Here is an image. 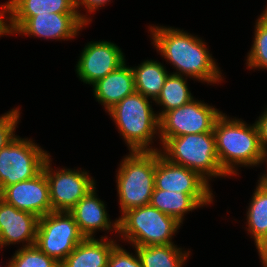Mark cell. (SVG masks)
<instances>
[{"label":"cell","mask_w":267,"mask_h":267,"mask_svg":"<svg viewBox=\"0 0 267 267\" xmlns=\"http://www.w3.org/2000/svg\"><path fill=\"white\" fill-rule=\"evenodd\" d=\"M151 44L176 71L172 74L189 77L206 84L223 82L220 67L201 37L184 29L160 25L148 26Z\"/></svg>","instance_id":"cell-1"},{"label":"cell","mask_w":267,"mask_h":267,"mask_svg":"<svg viewBox=\"0 0 267 267\" xmlns=\"http://www.w3.org/2000/svg\"><path fill=\"white\" fill-rule=\"evenodd\" d=\"M213 133L219 165L230 178L239 175V167L261 166L264 151L255 123L247 124L222 113L214 123Z\"/></svg>","instance_id":"cell-2"},{"label":"cell","mask_w":267,"mask_h":267,"mask_svg":"<svg viewBox=\"0 0 267 267\" xmlns=\"http://www.w3.org/2000/svg\"><path fill=\"white\" fill-rule=\"evenodd\" d=\"M152 101L135 91L107 111L129 152L160 150L152 145L160 138L159 118Z\"/></svg>","instance_id":"cell-3"},{"label":"cell","mask_w":267,"mask_h":267,"mask_svg":"<svg viewBox=\"0 0 267 267\" xmlns=\"http://www.w3.org/2000/svg\"><path fill=\"white\" fill-rule=\"evenodd\" d=\"M157 151H135L125 155L116 171V189L121 214L150 204L155 189Z\"/></svg>","instance_id":"cell-4"},{"label":"cell","mask_w":267,"mask_h":267,"mask_svg":"<svg viewBox=\"0 0 267 267\" xmlns=\"http://www.w3.org/2000/svg\"><path fill=\"white\" fill-rule=\"evenodd\" d=\"M181 226L174 217L149 204L123 212L118 218L116 237L133 248L174 244L173 235L176 236Z\"/></svg>","instance_id":"cell-5"},{"label":"cell","mask_w":267,"mask_h":267,"mask_svg":"<svg viewBox=\"0 0 267 267\" xmlns=\"http://www.w3.org/2000/svg\"><path fill=\"white\" fill-rule=\"evenodd\" d=\"M161 146L159 151L164 158L199 173L208 182L229 177L219 165L213 130L171 137Z\"/></svg>","instance_id":"cell-6"},{"label":"cell","mask_w":267,"mask_h":267,"mask_svg":"<svg viewBox=\"0 0 267 267\" xmlns=\"http://www.w3.org/2000/svg\"><path fill=\"white\" fill-rule=\"evenodd\" d=\"M49 156L34 140L16 135L0 149V193L7 186L37 176Z\"/></svg>","instance_id":"cell-7"},{"label":"cell","mask_w":267,"mask_h":267,"mask_svg":"<svg viewBox=\"0 0 267 267\" xmlns=\"http://www.w3.org/2000/svg\"><path fill=\"white\" fill-rule=\"evenodd\" d=\"M83 239L70 212L51 211L39 218L35 245L58 263H61Z\"/></svg>","instance_id":"cell-8"},{"label":"cell","mask_w":267,"mask_h":267,"mask_svg":"<svg viewBox=\"0 0 267 267\" xmlns=\"http://www.w3.org/2000/svg\"><path fill=\"white\" fill-rule=\"evenodd\" d=\"M222 113L215 106L195 98L181 107L164 113L159 118V145L171 137L211 132L216 119Z\"/></svg>","instance_id":"cell-9"},{"label":"cell","mask_w":267,"mask_h":267,"mask_svg":"<svg viewBox=\"0 0 267 267\" xmlns=\"http://www.w3.org/2000/svg\"><path fill=\"white\" fill-rule=\"evenodd\" d=\"M52 168V157L45 161L43 170L49 184L52 211L69 212L81 198L96 186L89 171L69 168Z\"/></svg>","instance_id":"cell-10"},{"label":"cell","mask_w":267,"mask_h":267,"mask_svg":"<svg viewBox=\"0 0 267 267\" xmlns=\"http://www.w3.org/2000/svg\"><path fill=\"white\" fill-rule=\"evenodd\" d=\"M88 26L78 14H43L33 17H10L12 35L45 40H73Z\"/></svg>","instance_id":"cell-11"},{"label":"cell","mask_w":267,"mask_h":267,"mask_svg":"<svg viewBox=\"0 0 267 267\" xmlns=\"http://www.w3.org/2000/svg\"><path fill=\"white\" fill-rule=\"evenodd\" d=\"M80 52L75 71L90 86L126 62L121 48L111 41H90Z\"/></svg>","instance_id":"cell-12"},{"label":"cell","mask_w":267,"mask_h":267,"mask_svg":"<svg viewBox=\"0 0 267 267\" xmlns=\"http://www.w3.org/2000/svg\"><path fill=\"white\" fill-rule=\"evenodd\" d=\"M0 198L7 204L39 218L52 211L49 184L44 170L31 179L7 186L0 193Z\"/></svg>","instance_id":"cell-13"},{"label":"cell","mask_w":267,"mask_h":267,"mask_svg":"<svg viewBox=\"0 0 267 267\" xmlns=\"http://www.w3.org/2000/svg\"><path fill=\"white\" fill-rule=\"evenodd\" d=\"M155 189L186 194H213L211 183L199 173L174 164L157 151Z\"/></svg>","instance_id":"cell-14"},{"label":"cell","mask_w":267,"mask_h":267,"mask_svg":"<svg viewBox=\"0 0 267 267\" xmlns=\"http://www.w3.org/2000/svg\"><path fill=\"white\" fill-rule=\"evenodd\" d=\"M39 217L21 211L0 198V249L20 244L22 248L35 245Z\"/></svg>","instance_id":"cell-15"},{"label":"cell","mask_w":267,"mask_h":267,"mask_svg":"<svg viewBox=\"0 0 267 267\" xmlns=\"http://www.w3.org/2000/svg\"><path fill=\"white\" fill-rule=\"evenodd\" d=\"M106 205L98 197L95 186L69 211L84 238H95L100 230L118 233V218L114 221L109 218Z\"/></svg>","instance_id":"cell-16"},{"label":"cell","mask_w":267,"mask_h":267,"mask_svg":"<svg viewBox=\"0 0 267 267\" xmlns=\"http://www.w3.org/2000/svg\"><path fill=\"white\" fill-rule=\"evenodd\" d=\"M92 88L94 98L104 106L107 112L136 91L133 70L125 62L118 69L94 83Z\"/></svg>","instance_id":"cell-17"},{"label":"cell","mask_w":267,"mask_h":267,"mask_svg":"<svg viewBox=\"0 0 267 267\" xmlns=\"http://www.w3.org/2000/svg\"><path fill=\"white\" fill-rule=\"evenodd\" d=\"M214 201L213 194H186L174 191L154 189L150 205L174 217L183 224L185 214L195 209L209 206Z\"/></svg>","instance_id":"cell-18"},{"label":"cell","mask_w":267,"mask_h":267,"mask_svg":"<svg viewBox=\"0 0 267 267\" xmlns=\"http://www.w3.org/2000/svg\"><path fill=\"white\" fill-rule=\"evenodd\" d=\"M118 241L112 237L84 238L60 263V267H107L108 257Z\"/></svg>","instance_id":"cell-19"},{"label":"cell","mask_w":267,"mask_h":267,"mask_svg":"<svg viewBox=\"0 0 267 267\" xmlns=\"http://www.w3.org/2000/svg\"><path fill=\"white\" fill-rule=\"evenodd\" d=\"M131 68L134 73L136 92L154 102L161 93V89L170 74L166 66L159 60L148 59Z\"/></svg>","instance_id":"cell-20"},{"label":"cell","mask_w":267,"mask_h":267,"mask_svg":"<svg viewBox=\"0 0 267 267\" xmlns=\"http://www.w3.org/2000/svg\"><path fill=\"white\" fill-rule=\"evenodd\" d=\"M143 267H183L191 251L175 244L135 247Z\"/></svg>","instance_id":"cell-21"},{"label":"cell","mask_w":267,"mask_h":267,"mask_svg":"<svg viewBox=\"0 0 267 267\" xmlns=\"http://www.w3.org/2000/svg\"><path fill=\"white\" fill-rule=\"evenodd\" d=\"M51 13L78 14L75 0H9L10 17H33Z\"/></svg>","instance_id":"cell-22"},{"label":"cell","mask_w":267,"mask_h":267,"mask_svg":"<svg viewBox=\"0 0 267 267\" xmlns=\"http://www.w3.org/2000/svg\"><path fill=\"white\" fill-rule=\"evenodd\" d=\"M256 184L246 212L245 229L257 248L267 237V190L258 182Z\"/></svg>","instance_id":"cell-23"},{"label":"cell","mask_w":267,"mask_h":267,"mask_svg":"<svg viewBox=\"0 0 267 267\" xmlns=\"http://www.w3.org/2000/svg\"><path fill=\"white\" fill-rule=\"evenodd\" d=\"M188 77L170 73L158 98L153 102L162 107L158 118L164 113L189 103L195 97L188 86Z\"/></svg>","instance_id":"cell-24"},{"label":"cell","mask_w":267,"mask_h":267,"mask_svg":"<svg viewBox=\"0 0 267 267\" xmlns=\"http://www.w3.org/2000/svg\"><path fill=\"white\" fill-rule=\"evenodd\" d=\"M246 57L247 69L267 70V14L264 12L255 21L254 37Z\"/></svg>","instance_id":"cell-25"},{"label":"cell","mask_w":267,"mask_h":267,"mask_svg":"<svg viewBox=\"0 0 267 267\" xmlns=\"http://www.w3.org/2000/svg\"><path fill=\"white\" fill-rule=\"evenodd\" d=\"M9 263L10 267H60V263L48 257L36 245L18 248Z\"/></svg>","instance_id":"cell-26"},{"label":"cell","mask_w":267,"mask_h":267,"mask_svg":"<svg viewBox=\"0 0 267 267\" xmlns=\"http://www.w3.org/2000/svg\"><path fill=\"white\" fill-rule=\"evenodd\" d=\"M20 110V107L12 108L0 116V149L11 142L17 135L15 131L21 121Z\"/></svg>","instance_id":"cell-27"},{"label":"cell","mask_w":267,"mask_h":267,"mask_svg":"<svg viewBox=\"0 0 267 267\" xmlns=\"http://www.w3.org/2000/svg\"><path fill=\"white\" fill-rule=\"evenodd\" d=\"M134 251L133 255L120 244H116L108 257L107 267H143L135 248Z\"/></svg>","instance_id":"cell-28"},{"label":"cell","mask_w":267,"mask_h":267,"mask_svg":"<svg viewBox=\"0 0 267 267\" xmlns=\"http://www.w3.org/2000/svg\"><path fill=\"white\" fill-rule=\"evenodd\" d=\"M112 1V0H111ZM110 0H75V6L76 11L78 13V16L87 24L89 25L92 21V18L89 16L90 14H93L92 12H95L97 9L103 8L105 4L111 3ZM84 8L86 10V15L81 13L79 9ZM89 13V15H88Z\"/></svg>","instance_id":"cell-29"},{"label":"cell","mask_w":267,"mask_h":267,"mask_svg":"<svg viewBox=\"0 0 267 267\" xmlns=\"http://www.w3.org/2000/svg\"><path fill=\"white\" fill-rule=\"evenodd\" d=\"M258 131L260 146L264 152H267V108L265 107L258 120L254 122Z\"/></svg>","instance_id":"cell-30"},{"label":"cell","mask_w":267,"mask_h":267,"mask_svg":"<svg viewBox=\"0 0 267 267\" xmlns=\"http://www.w3.org/2000/svg\"><path fill=\"white\" fill-rule=\"evenodd\" d=\"M7 35H12L10 29L9 0L0 4V37Z\"/></svg>","instance_id":"cell-31"},{"label":"cell","mask_w":267,"mask_h":267,"mask_svg":"<svg viewBox=\"0 0 267 267\" xmlns=\"http://www.w3.org/2000/svg\"><path fill=\"white\" fill-rule=\"evenodd\" d=\"M263 163H266V166H267V152H264V156L261 160V165ZM261 174L262 175L259 176V180L257 182L267 190V169L264 173H261Z\"/></svg>","instance_id":"cell-32"},{"label":"cell","mask_w":267,"mask_h":267,"mask_svg":"<svg viewBox=\"0 0 267 267\" xmlns=\"http://www.w3.org/2000/svg\"><path fill=\"white\" fill-rule=\"evenodd\" d=\"M259 258H267V237L256 248Z\"/></svg>","instance_id":"cell-33"},{"label":"cell","mask_w":267,"mask_h":267,"mask_svg":"<svg viewBox=\"0 0 267 267\" xmlns=\"http://www.w3.org/2000/svg\"><path fill=\"white\" fill-rule=\"evenodd\" d=\"M262 263V267H267V258H259Z\"/></svg>","instance_id":"cell-34"},{"label":"cell","mask_w":267,"mask_h":267,"mask_svg":"<svg viewBox=\"0 0 267 267\" xmlns=\"http://www.w3.org/2000/svg\"><path fill=\"white\" fill-rule=\"evenodd\" d=\"M0 267H3L2 265H0ZM5 267H10V263H9V261H8V263L6 264V266Z\"/></svg>","instance_id":"cell-35"},{"label":"cell","mask_w":267,"mask_h":267,"mask_svg":"<svg viewBox=\"0 0 267 267\" xmlns=\"http://www.w3.org/2000/svg\"><path fill=\"white\" fill-rule=\"evenodd\" d=\"M266 6H267V5H266ZM263 12L267 14V7L265 8V10H263Z\"/></svg>","instance_id":"cell-36"}]
</instances>
